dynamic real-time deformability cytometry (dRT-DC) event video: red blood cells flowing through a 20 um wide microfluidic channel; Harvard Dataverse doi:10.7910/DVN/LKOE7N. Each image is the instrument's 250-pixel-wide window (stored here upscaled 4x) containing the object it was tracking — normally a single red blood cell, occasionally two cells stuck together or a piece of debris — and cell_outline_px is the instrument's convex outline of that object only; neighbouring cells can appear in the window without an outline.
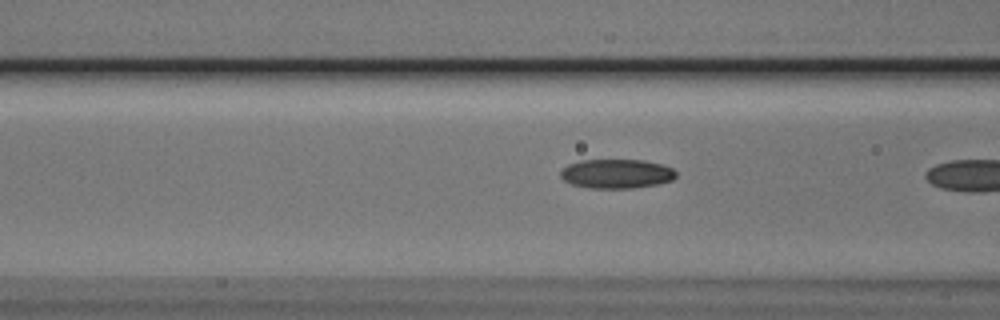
{"species": "Egyptian fruit bat (a non-hibernating species)", "species_latin": "Rousettus aegyptiacus", "temperature_condition": "cold", "stored_images_in_passage": 11, "camera_frame_rate_fps": 3000, "um_per_image_px": 0.085, "animal": {"sex": "male"}, "frame": {"image": 1, "passage_image": 10, "time_ms": 3.0, "image_size_px": [1000, 320], "cell_outline_px": [[676, 176], [672, 180], [660, 184], [632, 188], [588, 188], [572, 184], [564, 180], [560, 176], [560, 172], [568, 164], [580, 160], [644, 160], [660, 164], [672, 168], [676, 172]], "centroid_in_image_um": [52.41, 14.77], "position_along_channel_um": 114.2, "area_um2": 19.71}}